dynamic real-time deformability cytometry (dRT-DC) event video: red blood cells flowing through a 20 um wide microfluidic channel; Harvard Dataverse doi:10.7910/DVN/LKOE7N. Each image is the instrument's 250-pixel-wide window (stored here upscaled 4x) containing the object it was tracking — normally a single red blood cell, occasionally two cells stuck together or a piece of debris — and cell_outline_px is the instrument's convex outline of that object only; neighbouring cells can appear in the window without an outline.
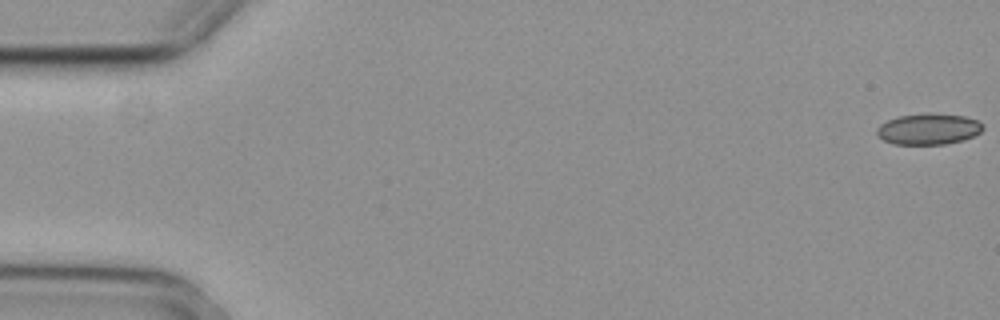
{"species": "common noctule bat (a hibernating species)", "species_latin": "Nyctalus noctula", "temperature_condition": "cold", "stored_images_in_passage": 4, "camera_frame_rate_fps": 3000, "um_per_image_px": 0.085, "animal": {"sex": "female", "body_mass_g": 29.2, "forearm_length_mm": 56.3}, "frame": {"image": 1, "passage_image": 1, "time_ms": 0.0, "image_size_px": [1000, 320], "cell_outline_px": [[984, 128], [980, 132], [964, 140], [944, 144], [892, 144], [884, 140], [876, 132], [876, 128], [880, 124], [888, 120], [900, 116], [928, 112], [964, 116], [976, 120], [984, 124]], "centroid_in_image_um": [78.93, 10.96], "position_along_channel_um": 6.1, "area_um2": 19.25}}
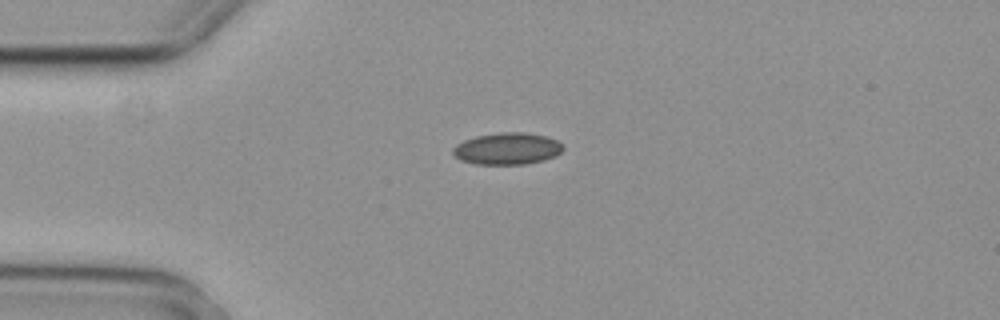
{"frame": {"image": 2, "passage_image": 4, "time_ms": 1.0, "image_size_px": [1000, 320], "cell_outline_px": [[564, 148], [556, 156], [544, 160], [524, 164], [476, 164], [460, 160], [452, 152], [452, 148], [456, 144], [464, 140], [476, 136], [500, 132], [524, 132], [544, 136], [556, 140], [564, 144]], "centroid_in_image_um": [43.12, 12.63], "position_along_channel_um": 41.9, "area_um2": 20.46}}